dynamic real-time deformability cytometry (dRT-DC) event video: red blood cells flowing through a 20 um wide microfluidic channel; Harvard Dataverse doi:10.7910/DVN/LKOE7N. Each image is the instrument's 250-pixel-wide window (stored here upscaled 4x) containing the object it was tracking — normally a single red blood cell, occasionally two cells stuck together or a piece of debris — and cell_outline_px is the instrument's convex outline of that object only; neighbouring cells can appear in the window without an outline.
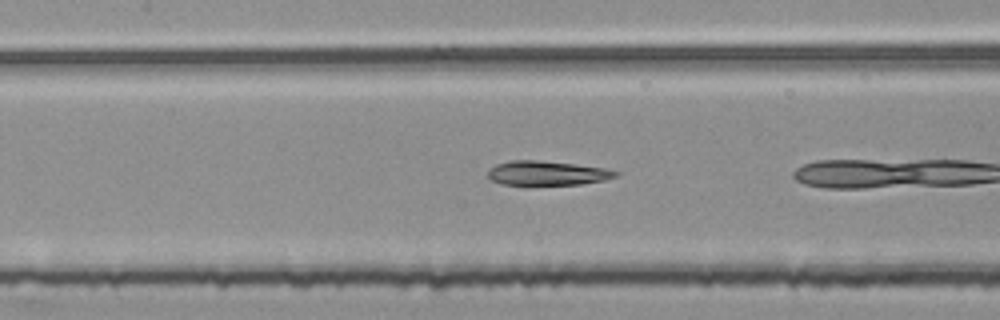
{"species": "common noctule bat (a hibernating species)", "species_latin": "Nyctalus noctula", "temperature_condition": "room temperature", "stored_images_in_passage": 37, "camera_frame_rate_fps": 3000, "um_per_image_px": 0.085, "animal": {"sex": "female", "body_mass_g": 25.1}, "frame": {"image": 1, "passage_image": 19, "time_ms": 6.0, "image_size_px": [1000, 320], "cell_outline_px": [[620, 176], [604, 180], [580, 184], [500, 184], [492, 180], [488, 176], [488, 168], [496, 164], [508, 160], [536, 160], [576, 164], [604, 168], [620, 172]], "centroid_in_image_um": [46.5, 14.7], "position_along_channel_um": 160.9, "area_um2": 18.09}}
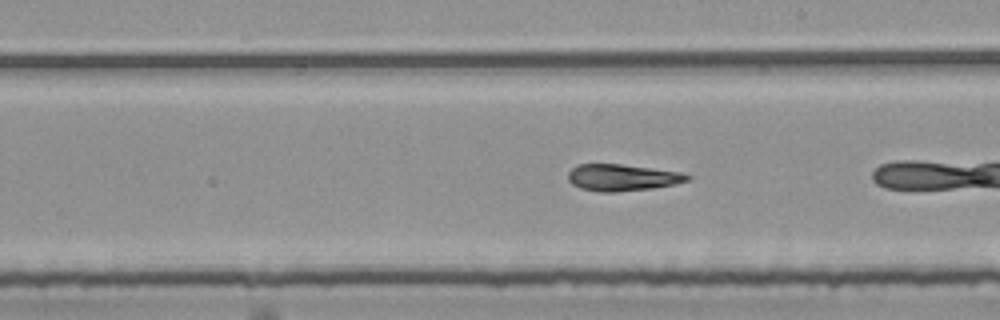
{"frame": {"image": 2, "passage_image": 25, "time_ms": 8.0, "image_size_px": [1000, 320], "cell_outline_px": [[692, 176], [688, 180], [672, 184], [652, 188], [616, 192], [600, 192], [580, 188], [572, 184], [568, 180], [568, 172], [576, 164], [620, 164], [680, 172]], "centroid_in_image_um": [52.83, 15.09], "position_along_channel_um": 236.2, "area_um2": 18.38}}
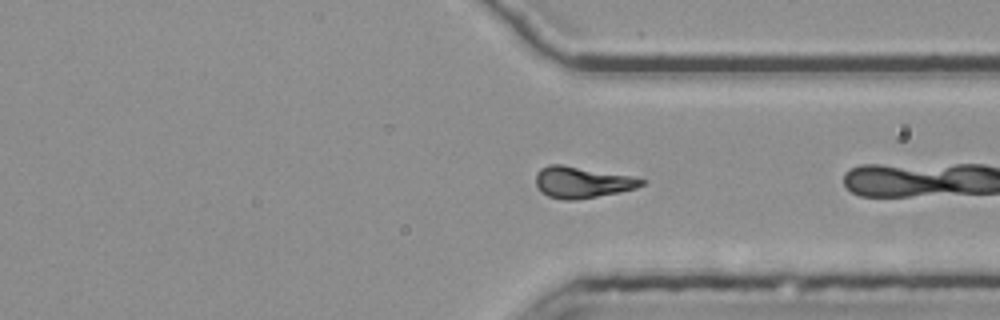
{"frame": {"image": 3, "passage_image": 35, "time_ms": 11.333, "image_size_px": [1000, 320], "cell_outline_px": [[648, 180], [644, 184], [636, 188], [596, 196], [572, 200], [564, 200], [548, 196], [540, 192], [536, 184], [536, 172], [540, 168], [548, 164], [564, 164], [632, 176]], "centroid_in_image_um": [49.45, 15.47], "position_along_channel_um": 362.0, "area_um2": 19.36}}